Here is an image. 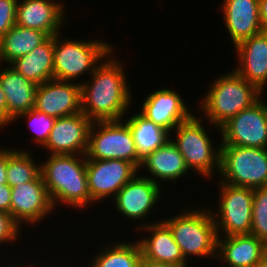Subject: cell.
Listing matches in <instances>:
<instances>
[{
    "label": "cell",
    "mask_w": 267,
    "mask_h": 267,
    "mask_svg": "<svg viewBox=\"0 0 267 267\" xmlns=\"http://www.w3.org/2000/svg\"><path fill=\"white\" fill-rule=\"evenodd\" d=\"M114 51L96 66L90 81L81 83V111L92 122L125 119L132 105L127 74L123 63L112 57Z\"/></svg>",
    "instance_id": "6da1fadb"
},
{
    "label": "cell",
    "mask_w": 267,
    "mask_h": 267,
    "mask_svg": "<svg viewBox=\"0 0 267 267\" xmlns=\"http://www.w3.org/2000/svg\"><path fill=\"white\" fill-rule=\"evenodd\" d=\"M86 164V155L78 154H49L42 161L41 175L54 208L64 203L81 210L94 204L88 190Z\"/></svg>",
    "instance_id": "7a4b0ae2"
},
{
    "label": "cell",
    "mask_w": 267,
    "mask_h": 267,
    "mask_svg": "<svg viewBox=\"0 0 267 267\" xmlns=\"http://www.w3.org/2000/svg\"><path fill=\"white\" fill-rule=\"evenodd\" d=\"M253 84H250L234 70L224 71L202 97L198 109L202 111L204 119L220 131V127L231 117L244 109L251 107L262 97ZM201 104V105H200Z\"/></svg>",
    "instance_id": "3957f363"
},
{
    "label": "cell",
    "mask_w": 267,
    "mask_h": 267,
    "mask_svg": "<svg viewBox=\"0 0 267 267\" xmlns=\"http://www.w3.org/2000/svg\"><path fill=\"white\" fill-rule=\"evenodd\" d=\"M162 221L170 228L187 262L189 257L217 258L218 235L211 208H187Z\"/></svg>",
    "instance_id": "277c9868"
},
{
    "label": "cell",
    "mask_w": 267,
    "mask_h": 267,
    "mask_svg": "<svg viewBox=\"0 0 267 267\" xmlns=\"http://www.w3.org/2000/svg\"><path fill=\"white\" fill-rule=\"evenodd\" d=\"M201 116L192 114L180 123L172 130V133L176 132V136L174 139L170 137V140L184 157L188 169L209 179L214 177L215 170L220 171L221 143L215 147L214 141H211L210 134L207 133L208 129L201 123Z\"/></svg>",
    "instance_id": "5b68a950"
},
{
    "label": "cell",
    "mask_w": 267,
    "mask_h": 267,
    "mask_svg": "<svg viewBox=\"0 0 267 267\" xmlns=\"http://www.w3.org/2000/svg\"><path fill=\"white\" fill-rule=\"evenodd\" d=\"M54 36L53 79L77 81L83 74L91 75L96 66L114 48L108 41L62 39Z\"/></svg>",
    "instance_id": "8992f818"
},
{
    "label": "cell",
    "mask_w": 267,
    "mask_h": 267,
    "mask_svg": "<svg viewBox=\"0 0 267 267\" xmlns=\"http://www.w3.org/2000/svg\"><path fill=\"white\" fill-rule=\"evenodd\" d=\"M221 182L237 187H267V148L221 145Z\"/></svg>",
    "instance_id": "52a82bcc"
},
{
    "label": "cell",
    "mask_w": 267,
    "mask_h": 267,
    "mask_svg": "<svg viewBox=\"0 0 267 267\" xmlns=\"http://www.w3.org/2000/svg\"><path fill=\"white\" fill-rule=\"evenodd\" d=\"M108 159H121L140 167L142 160L138 157L132 132L123 119L91 124L86 160Z\"/></svg>",
    "instance_id": "ba28073f"
},
{
    "label": "cell",
    "mask_w": 267,
    "mask_h": 267,
    "mask_svg": "<svg viewBox=\"0 0 267 267\" xmlns=\"http://www.w3.org/2000/svg\"><path fill=\"white\" fill-rule=\"evenodd\" d=\"M218 187V211H212L218 237L250 234L253 188L237 187L220 180Z\"/></svg>",
    "instance_id": "9c48e42d"
},
{
    "label": "cell",
    "mask_w": 267,
    "mask_h": 267,
    "mask_svg": "<svg viewBox=\"0 0 267 267\" xmlns=\"http://www.w3.org/2000/svg\"><path fill=\"white\" fill-rule=\"evenodd\" d=\"M221 145L267 148V102L260 98L220 127Z\"/></svg>",
    "instance_id": "30bf717a"
},
{
    "label": "cell",
    "mask_w": 267,
    "mask_h": 267,
    "mask_svg": "<svg viewBox=\"0 0 267 267\" xmlns=\"http://www.w3.org/2000/svg\"><path fill=\"white\" fill-rule=\"evenodd\" d=\"M88 190L91 200L96 203L115 197L118 191L136 174L138 168L121 159L87 160Z\"/></svg>",
    "instance_id": "8fae6325"
},
{
    "label": "cell",
    "mask_w": 267,
    "mask_h": 267,
    "mask_svg": "<svg viewBox=\"0 0 267 267\" xmlns=\"http://www.w3.org/2000/svg\"><path fill=\"white\" fill-rule=\"evenodd\" d=\"M140 175L136 174L112 198L116 211L122 214L121 217L124 215L123 217L131 219L132 222L146 219L162 198L160 185Z\"/></svg>",
    "instance_id": "7c38bea8"
},
{
    "label": "cell",
    "mask_w": 267,
    "mask_h": 267,
    "mask_svg": "<svg viewBox=\"0 0 267 267\" xmlns=\"http://www.w3.org/2000/svg\"><path fill=\"white\" fill-rule=\"evenodd\" d=\"M11 195V215L22 226H35L55 211L41 173L31 182L12 187Z\"/></svg>",
    "instance_id": "4fadbf2b"
},
{
    "label": "cell",
    "mask_w": 267,
    "mask_h": 267,
    "mask_svg": "<svg viewBox=\"0 0 267 267\" xmlns=\"http://www.w3.org/2000/svg\"><path fill=\"white\" fill-rule=\"evenodd\" d=\"M91 124L82 111L57 118L43 147L52 155H86Z\"/></svg>",
    "instance_id": "5bb4252c"
},
{
    "label": "cell",
    "mask_w": 267,
    "mask_h": 267,
    "mask_svg": "<svg viewBox=\"0 0 267 267\" xmlns=\"http://www.w3.org/2000/svg\"><path fill=\"white\" fill-rule=\"evenodd\" d=\"M34 109L55 119L81 112V81L51 79L39 84Z\"/></svg>",
    "instance_id": "9a60e30c"
},
{
    "label": "cell",
    "mask_w": 267,
    "mask_h": 267,
    "mask_svg": "<svg viewBox=\"0 0 267 267\" xmlns=\"http://www.w3.org/2000/svg\"><path fill=\"white\" fill-rule=\"evenodd\" d=\"M181 96L177 90L171 88L155 90L144 99L139 112L171 133L192 115Z\"/></svg>",
    "instance_id": "2e32d148"
},
{
    "label": "cell",
    "mask_w": 267,
    "mask_h": 267,
    "mask_svg": "<svg viewBox=\"0 0 267 267\" xmlns=\"http://www.w3.org/2000/svg\"><path fill=\"white\" fill-rule=\"evenodd\" d=\"M234 49L239 64L232 70L263 93L267 88V33L253 35Z\"/></svg>",
    "instance_id": "e0dca14e"
},
{
    "label": "cell",
    "mask_w": 267,
    "mask_h": 267,
    "mask_svg": "<svg viewBox=\"0 0 267 267\" xmlns=\"http://www.w3.org/2000/svg\"><path fill=\"white\" fill-rule=\"evenodd\" d=\"M65 6L55 0H19L17 4L16 25L37 29L48 36L60 33L66 17Z\"/></svg>",
    "instance_id": "ac0fdd59"
},
{
    "label": "cell",
    "mask_w": 267,
    "mask_h": 267,
    "mask_svg": "<svg viewBox=\"0 0 267 267\" xmlns=\"http://www.w3.org/2000/svg\"><path fill=\"white\" fill-rule=\"evenodd\" d=\"M137 225L135 230H141V232L146 230V233H150L149 236L138 240L142 257L145 260L189 267V262L182 255L180 246L175 242L170 228L161 219L157 222L155 220L153 223L149 221L148 224Z\"/></svg>",
    "instance_id": "d6986e66"
},
{
    "label": "cell",
    "mask_w": 267,
    "mask_h": 267,
    "mask_svg": "<svg viewBox=\"0 0 267 267\" xmlns=\"http://www.w3.org/2000/svg\"><path fill=\"white\" fill-rule=\"evenodd\" d=\"M221 12L233 46L261 30L259 0H223Z\"/></svg>",
    "instance_id": "ffe728a7"
},
{
    "label": "cell",
    "mask_w": 267,
    "mask_h": 267,
    "mask_svg": "<svg viewBox=\"0 0 267 267\" xmlns=\"http://www.w3.org/2000/svg\"><path fill=\"white\" fill-rule=\"evenodd\" d=\"M267 254V245L252 234L218 237L216 260L227 267H254Z\"/></svg>",
    "instance_id": "44dd1931"
},
{
    "label": "cell",
    "mask_w": 267,
    "mask_h": 267,
    "mask_svg": "<svg viewBox=\"0 0 267 267\" xmlns=\"http://www.w3.org/2000/svg\"><path fill=\"white\" fill-rule=\"evenodd\" d=\"M142 167L149 172L148 175L146 172L144 177L150 178L159 185L160 180L162 182L173 181L174 183L189 174L187 172L190 171L186 166L184 157L171 140L142 159L138 172ZM150 174L152 176H149Z\"/></svg>",
    "instance_id": "7402d4cb"
},
{
    "label": "cell",
    "mask_w": 267,
    "mask_h": 267,
    "mask_svg": "<svg viewBox=\"0 0 267 267\" xmlns=\"http://www.w3.org/2000/svg\"><path fill=\"white\" fill-rule=\"evenodd\" d=\"M0 85L5 93L8 115L12 120L19 114L34 109L38 86L36 83L8 65L0 68Z\"/></svg>",
    "instance_id": "603a6c76"
},
{
    "label": "cell",
    "mask_w": 267,
    "mask_h": 267,
    "mask_svg": "<svg viewBox=\"0 0 267 267\" xmlns=\"http://www.w3.org/2000/svg\"><path fill=\"white\" fill-rule=\"evenodd\" d=\"M54 36H49L29 54L13 61L10 66L37 85L53 79Z\"/></svg>",
    "instance_id": "cb8c5ba5"
},
{
    "label": "cell",
    "mask_w": 267,
    "mask_h": 267,
    "mask_svg": "<svg viewBox=\"0 0 267 267\" xmlns=\"http://www.w3.org/2000/svg\"><path fill=\"white\" fill-rule=\"evenodd\" d=\"M48 37L40 30L15 24L0 38V60L10 65L16 59L29 54Z\"/></svg>",
    "instance_id": "d4e9b609"
},
{
    "label": "cell",
    "mask_w": 267,
    "mask_h": 267,
    "mask_svg": "<svg viewBox=\"0 0 267 267\" xmlns=\"http://www.w3.org/2000/svg\"><path fill=\"white\" fill-rule=\"evenodd\" d=\"M125 122L132 132L137 154L141 160L170 140L169 131L156 125L140 112L133 114Z\"/></svg>",
    "instance_id": "484cf974"
},
{
    "label": "cell",
    "mask_w": 267,
    "mask_h": 267,
    "mask_svg": "<svg viewBox=\"0 0 267 267\" xmlns=\"http://www.w3.org/2000/svg\"><path fill=\"white\" fill-rule=\"evenodd\" d=\"M107 242L99 254L92 258L89 267H139L142 250L138 240L135 242ZM110 244V245H109Z\"/></svg>",
    "instance_id": "4316f807"
},
{
    "label": "cell",
    "mask_w": 267,
    "mask_h": 267,
    "mask_svg": "<svg viewBox=\"0 0 267 267\" xmlns=\"http://www.w3.org/2000/svg\"><path fill=\"white\" fill-rule=\"evenodd\" d=\"M25 149L8 148L7 184L12 188L33 181L40 173V164Z\"/></svg>",
    "instance_id": "83f0119b"
},
{
    "label": "cell",
    "mask_w": 267,
    "mask_h": 267,
    "mask_svg": "<svg viewBox=\"0 0 267 267\" xmlns=\"http://www.w3.org/2000/svg\"><path fill=\"white\" fill-rule=\"evenodd\" d=\"M250 234L256 236L267 245V187L253 188Z\"/></svg>",
    "instance_id": "f1b7e54d"
},
{
    "label": "cell",
    "mask_w": 267,
    "mask_h": 267,
    "mask_svg": "<svg viewBox=\"0 0 267 267\" xmlns=\"http://www.w3.org/2000/svg\"><path fill=\"white\" fill-rule=\"evenodd\" d=\"M19 118L27 119L28 127L34 132V143L43 147L49 138L56 119L35 109L19 114L13 121H18Z\"/></svg>",
    "instance_id": "f546056e"
},
{
    "label": "cell",
    "mask_w": 267,
    "mask_h": 267,
    "mask_svg": "<svg viewBox=\"0 0 267 267\" xmlns=\"http://www.w3.org/2000/svg\"><path fill=\"white\" fill-rule=\"evenodd\" d=\"M20 226L10 213L0 211V244L6 242L12 244L13 241L16 242L17 239H21L19 235L22 226Z\"/></svg>",
    "instance_id": "4dcf8cb0"
},
{
    "label": "cell",
    "mask_w": 267,
    "mask_h": 267,
    "mask_svg": "<svg viewBox=\"0 0 267 267\" xmlns=\"http://www.w3.org/2000/svg\"><path fill=\"white\" fill-rule=\"evenodd\" d=\"M19 0H0V38L16 24Z\"/></svg>",
    "instance_id": "1f68e13d"
},
{
    "label": "cell",
    "mask_w": 267,
    "mask_h": 267,
    "mask_svg": "<svg viewBox=\"0 0 267 267\" xmlns=\"http://www.w3.org/2000/svg\"><path fill=\"white\" fill-rule=\"evenodd\" d=\"M11 187L8 184L0 185V211L11 214Z\"/></svg>",
    "instance_id": "d6a6232c"
},
{
    "label": "cell",
    "mask_w": 267,
    "mask_h": 267,
    "mask_svg": "<svg viewBox=\"0 0 267 267\" xmlns=\"http://www.w3.org/2000/svg\"><path fill=\"white\" fill-rule=\"evenodd\" d=\"M10 123H13V120L8 115L5 93L0 85V130Z\"/></svg>",
    "instance_id": "836d02e7"
},
{
    "label": "cell",
    "mask_w": 267,
    "mask_h": 267,
    "mask_svg": "<svg viewBox=\"0 0 267 267\" xmlns=\"http://www.w3.org/2000/svg\"><path fill=\"white\" fill-rule=\"evenodd\" d=\"M8 148L0 147V185L7 184Z\"/></svg>",
    "instance_id": "e575fe53"
},
{
    "label": "cell",
    "mask_w": 267,
    "mask_h": 267,
    "mask_svg": "<svg viewBox=\"0 0 267 267\" xmlns=\"http://www.w3.org/2000/svg\"><path fill=\"white\" fill-rule=\"evenodd\" d=\"M259 18L262 32L267 33V0H259Z\"/></svg>",
    "instance_id": "d590c367"
},
{
    "label": "cell",
    "mask_w": 267,
    "mask_h": 267,
    "mask_svg": "<svg viewBox=\"0 0 267 267\" xmlns=\"http://www.w3.org/2000/svg\"><path fill=\"white\" fill-rule=\"evenodd\" d=\"M139 267H184V266L170 264V263H159L154 261H148L142 257Z\"/></svg>",
    "instance_id": "8d00e7d4"
},
{
    "label": "cell",
    "mask_w": 267,
    "mask_h": 267,
    "mask_svg": "<svg viewBox=\"0 0 267 267\" xmlns=\"http://www.w3.org/2000/svg\"><path fill=\"white\" fill-rule=\"evenodd\" d=\"M254 267H267V254Z\"/></svg>",
    "instance_id": "74e56055"
},
{
    "label": "cell",
    "mask_w": 267,
    "mask_h": 267,
    "mask_svg": "<svg viewBox=\"0 0 267 267\" xmlns=\"http://www.w3.org/2000/svg\"><path fill=\"white\" fill-rule=\"evenodd\" d=\"M27 264H28V265H27ZM27 264H26V267H29V263H27ZM4 267H6V266L4 265ZM10 267H16V266H14V265L12 266V265H11ZM17 267H18V266H17ZM19 267H21V266H19ZM22 267H25V266H23V264H22Z\"/></svg>",
    "instance_id": "f35d334b"
}]
</instances>
